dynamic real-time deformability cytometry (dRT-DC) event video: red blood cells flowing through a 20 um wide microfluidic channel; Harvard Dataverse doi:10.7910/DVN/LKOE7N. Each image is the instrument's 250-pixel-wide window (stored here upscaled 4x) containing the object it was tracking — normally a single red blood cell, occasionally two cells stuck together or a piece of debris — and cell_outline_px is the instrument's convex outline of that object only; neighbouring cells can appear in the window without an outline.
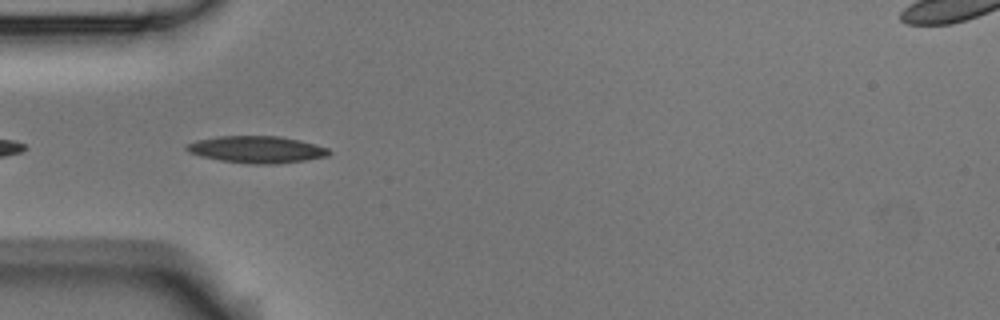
{"species": "Egyptian fruit bat (a non-hibernating species)", "species_latin": "Rousettus aegyptiacus", "temperature_condition": "room temperature", "stored_images_in_passage": 6, "camera_frame_rate_fps": 3000, "um_per_image_px": 0.085, "animal": {"sex": "male"}, "frame": {"image": 1, "passage_image": 2, "time_ms": 0.333, "image_size_px": [1000, 320], "cell_outline_px": [[332, 152], [328, 156], [304, 160], [276, 164], [256, 164], [220, 160], [200, 156], [188, 152], [184, 148], [188, 144], [196, 140], [216, 136], [280, 136], [300, 140], [316, 144], [328, 148]], "centroid_in_image_um": [21.83, 12.7], "position_along_channel_um": 63.2, "area_um2": 22.37}}
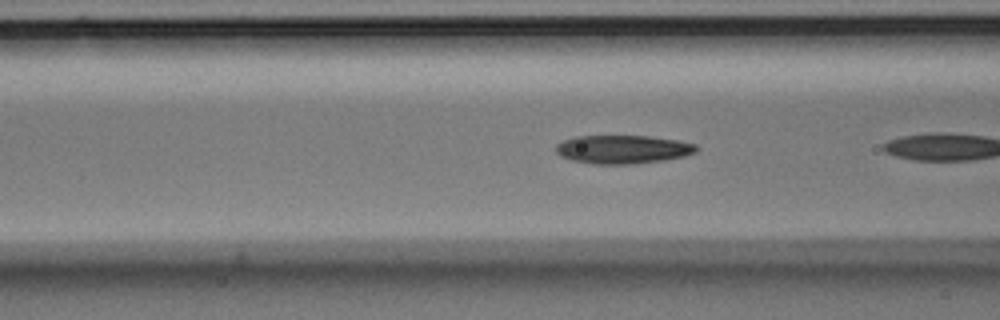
{"frame": {"image": 2, "passage_image": 4, "time_ms": 1.0, "image_size_px": [1000, 320], "cell_outline_px": [[700, 148], [696, 152], [684, 156], [664, 160], [628, 164], [592, 164], [572, 160], [560, 156], [556, 152], [556, 144], [564, 140], [576, 136], [648, 136], [676, 140], [696, 144]], "centroid_in_image_um": [52.94, 12.69], "position_along_channel_um": 113.7, "area_um2": 23.29}}